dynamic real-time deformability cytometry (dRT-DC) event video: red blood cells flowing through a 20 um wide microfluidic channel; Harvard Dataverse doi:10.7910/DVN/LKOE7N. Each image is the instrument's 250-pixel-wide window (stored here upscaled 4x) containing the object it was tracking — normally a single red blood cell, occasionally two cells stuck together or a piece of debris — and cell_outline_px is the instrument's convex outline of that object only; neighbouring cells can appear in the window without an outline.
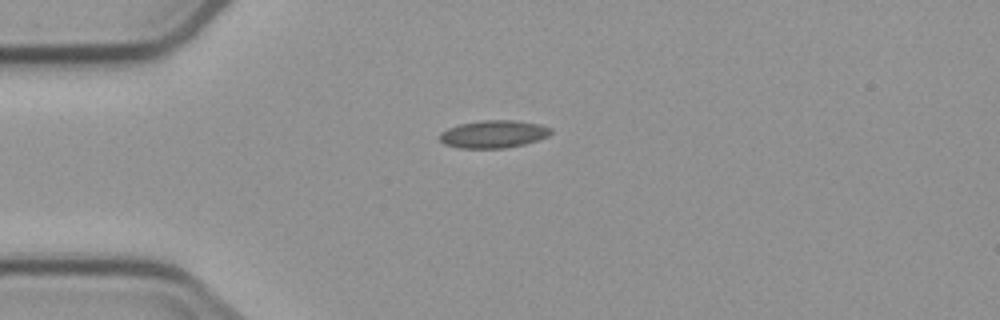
{"species": "common noctule bat (a hibernating species)", "species_latin": "Nyctalus noctula", "temperature_condition": "cold", "stored_images_in_passage": 4, "camera_frame_rate_fps": 3000, "um_per_image_px": 0.085, "animal": {"sex": "male", "body_mass_g": 23.1, "forearm_length_mm": 52.7}, "frame": {"image": 1, "passage_image": 1, "time_ms": 0.0, "image_size_px": [1000, 320], "cell_outline_px": [[552, 132], [548, 136], [524, 144], [504, 148], [460, 148], [444, 144], [440, 140], [440, 132], [448, 128], [460, 124], [484, 120], [512, 120], [540, 124], [552, 128]], "centroid_in_image_um": [41.95, 11.4], "position_along_channel_um": 43.1, "area_um2": 17.8}}
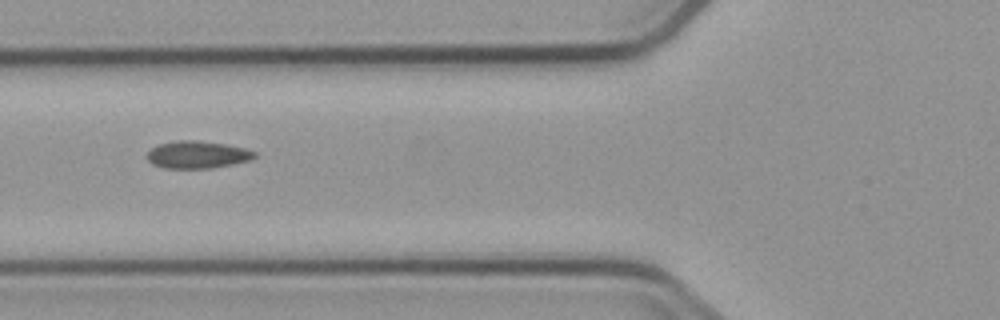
{"frame": {"image": 2, "passage_image": 3, "time_ms": 2.333, "image_size_px": [1000, 320], "cell_outline_px": [[256, 156], [248, 160], [232, 164], [212, 168], [164, 168], [152, 164], [144, 156], [152, 148], [160, 144], [176, 140], [196, 140], [228, 144], [244, 148], [256, 152]], "centroid_in_image_um": [16.75, 13.14], "position_along_channel_um": 109.1, "area_um2": 17.17}}
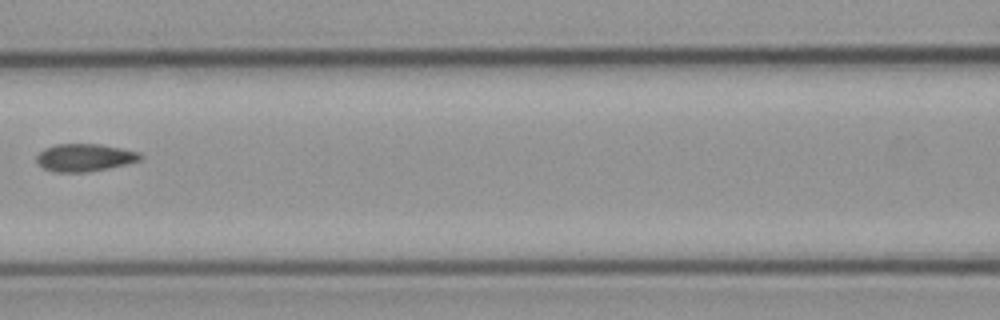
{"frame": {"image": 3, "passage_image": 4, "time_ms": 3.667, "image_size_px": [1000, 320], "cell_outline_px": [[144, 156], [140, 160], [128, 164], [88, 172], [56, 172], [44, 168], [36, 160], [36, 156], [44, 148], [56, 144], [100, 144], [140, 152]], "centroid_in_image_um": [7.22, 13.39], "position_along_channel_um": 159.4, "area_um2": 16.7}}